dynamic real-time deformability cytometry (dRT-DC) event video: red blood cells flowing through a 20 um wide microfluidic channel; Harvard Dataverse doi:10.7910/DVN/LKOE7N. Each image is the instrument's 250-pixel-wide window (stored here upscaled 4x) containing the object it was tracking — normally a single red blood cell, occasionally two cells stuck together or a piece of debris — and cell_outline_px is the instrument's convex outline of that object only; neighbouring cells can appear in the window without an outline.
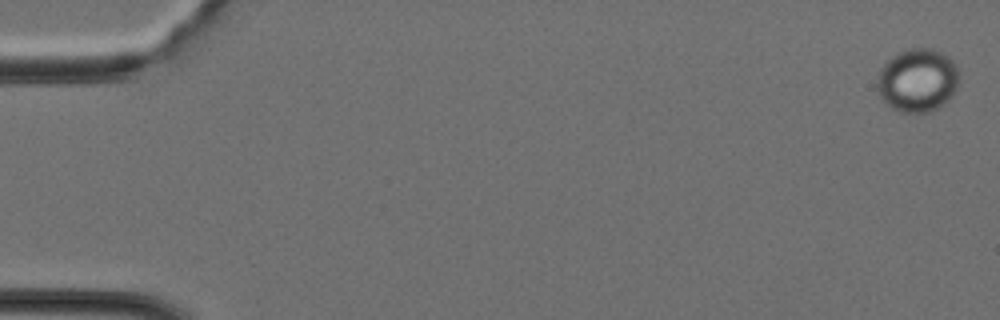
{"species": "Egyptian fruit bat (a non-hibernating species)", "species_latin": "Rousettus aegyptiacus", "temperature_condition": "cold", "stored_images_in_passage": 11, "camera_frame_rate_fps": 3000, "um_per_image_px": 0.085, "animal": {"sex": "female"}, "frame": {"image": 1, "passage_image": 1, "time_ms": 0.0, "image_size_px": [1000, 320], "cell_outline_px": [[956, 88], [952, 96], [944, 104], [932, 112], [900, 112], [884, 104], [880, 100], [876, 88], [876, 80], [880, 68], [892, 56], [908, 48], [928, 48], [940, 52], [948, 56], [952, 60], [956, 68]], "centroid_in_image_um": [77.92, 6.85], "position_along_channel_um": 7.1, "area_um2": 30.4}}